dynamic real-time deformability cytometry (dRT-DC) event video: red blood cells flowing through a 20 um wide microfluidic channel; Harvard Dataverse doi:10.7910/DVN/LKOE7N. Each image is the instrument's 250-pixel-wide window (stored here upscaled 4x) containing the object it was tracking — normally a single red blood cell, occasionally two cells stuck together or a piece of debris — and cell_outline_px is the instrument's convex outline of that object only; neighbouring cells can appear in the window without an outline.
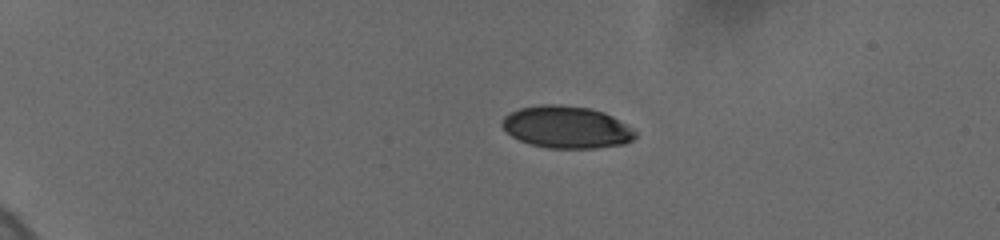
{"species": "human", "species_latin": "Homo sapiens", "temperature_condition": "cold", "stored_images_in_passage": 12, "camera_frame_rate_fps": 3000, "um_per_image_px": 0.085, "donor": {"sex": "female"}, "frame": {"image": 1, "passage_image": 1, "time_ms": 0.0, "image_size_px": [1000, 240], "cell_outline_px": [[636, 136], [632, 140], [624, 144], [596, 148], [548, 148], [532, 144], [520, 140], [512, 136], [500, 124], [500, 120], [504, 116], [520, 108], [540, 104], [560, 104], [588, 108], [604, 112], [612, 116], [632, 128], [636, 132]], "centroid_in_image_um": [48.15, 10.8], "position_along_channel_um": 36.9, "area_um2": 32.66}}